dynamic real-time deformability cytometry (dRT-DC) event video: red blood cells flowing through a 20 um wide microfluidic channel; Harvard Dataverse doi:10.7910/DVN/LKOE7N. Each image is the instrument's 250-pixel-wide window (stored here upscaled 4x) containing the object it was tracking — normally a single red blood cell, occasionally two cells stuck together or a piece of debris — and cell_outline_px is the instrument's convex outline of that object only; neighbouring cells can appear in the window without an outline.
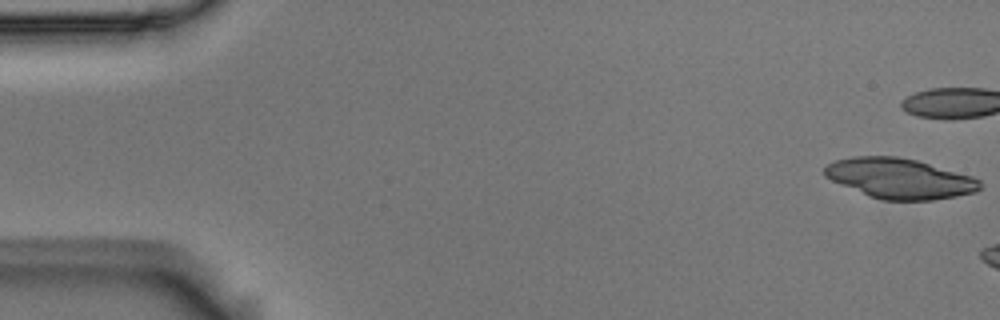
{"species": "Egyptian fruit bat (a non-hibernating species)", "species_latin": "Rousettus aegyptiacus", "temperature_condition": "room temperature", "stored_images_in_passage": 3, "camera_frame_rate_fps": 3000, "um_per_image_px": 0.085, "animal": {"sex": "male"}, "frame": {"image": 1, "passage_image": 1, "time_ms": 0.0, "image_size_px": [1000, 320], "cell_outline_px": [[980, 188], [976, 192], [956, 196], [932, 200], [884, 200], [868, 196], [832, 180], [824, 176], [824, 168], [828, 164], [836, 160], [856, 156], [896, 156], [916, 160], [972, 176], [980, 180]], "centroid_in_image_um": [76.47, 15.17], "position_along_channel_um": 8.5, "area_um2": 36.13}}